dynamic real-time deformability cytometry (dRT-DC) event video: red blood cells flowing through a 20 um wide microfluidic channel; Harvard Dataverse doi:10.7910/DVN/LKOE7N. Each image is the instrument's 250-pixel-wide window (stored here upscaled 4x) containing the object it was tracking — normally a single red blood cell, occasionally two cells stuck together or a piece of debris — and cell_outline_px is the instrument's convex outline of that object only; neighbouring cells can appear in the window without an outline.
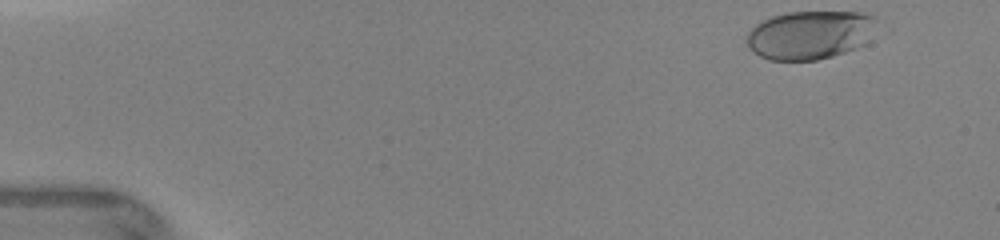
{"species": "human", "species_latin": "Homo sapiens", "temperature_condition": "warm", "stored_images_in_passage": 48, "camera_frame_rate_fps": 3000, "um_per_image_px": 0.085, "donor": {"sex": "female"}, "frame": {"image": 1, "passage_image": 1, "time_ms": 0.0, "image_size_px": [1000, 240], "cell_outline_px": [[876, 20], [864, 44], [856, 48], [832, 56], [816, 60], [768, 60], [760, 56], [748, 48], [748, 32], [760, 20], [772, 16], [788, 12], [864, 12], [872, 16]], "centroid_in_image_um": [68.79, 2.96], "position_along_channel_um": 16.2, "area_um2": 36.47}}
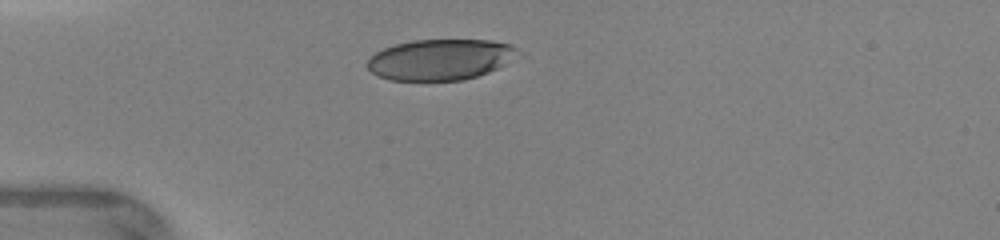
{"frame": {"image": 2, "passage_image": 15, "time_ms": 3.0, "image_size_px": [1000, 240], "cell_outline_px": [[516, 48], [504, 64], [488, 72], [464, 80], [392, 80], [376, 76], [364, 64], [376, 52], [384, 48], [396, 44], [412, 40], [492, 40], [512, 44]], "centroid_in_image_um": [37.33, 5.06], "position_along_channel_um": 47.7, "area_um2": 35.32}}
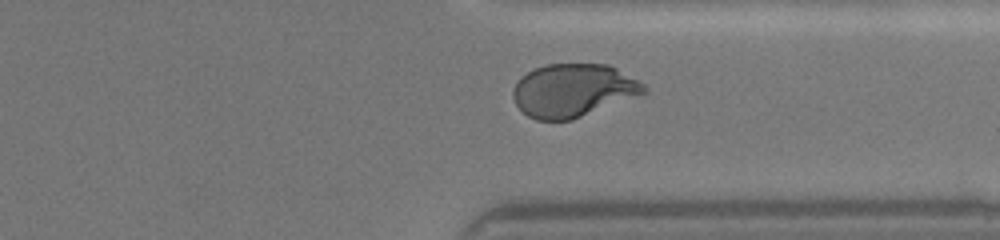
{"frame": {"image": 3, "passage_image": 46, "time_ms": 10.667, "image_size_px": [1000, 240], "cell_outline_px": [[648, 92], [572, 120], [536, 120], [528, 116], [516, 104], [512, 96], [512, 92], [520, 76], [536, 68], [548, 64], [608, 64], [616, 68], [644, 84], [648, 88]], "centroid_in_image_um": [48.72, 7.68], "position_along_channel_um": 362.7, "area_um2": 40.34}}